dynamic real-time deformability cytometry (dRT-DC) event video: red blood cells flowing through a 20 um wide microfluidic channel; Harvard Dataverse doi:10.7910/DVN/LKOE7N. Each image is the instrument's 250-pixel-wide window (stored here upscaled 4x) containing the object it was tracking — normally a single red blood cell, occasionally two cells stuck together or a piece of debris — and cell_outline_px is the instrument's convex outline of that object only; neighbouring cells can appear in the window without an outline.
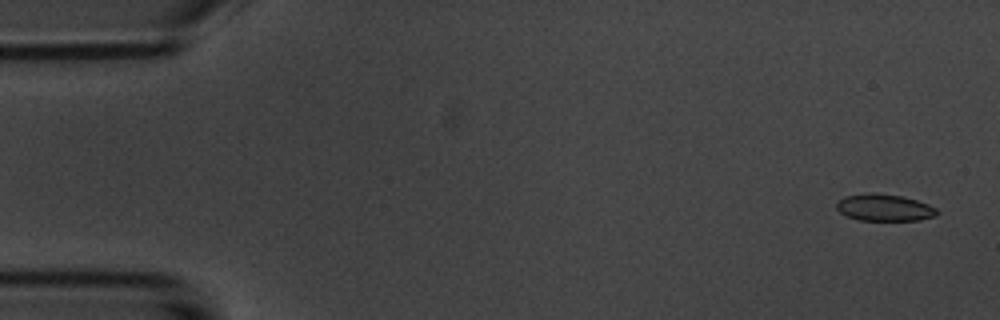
{"species": "common noctule bat (a hibernating species)", "species_latin": "Nyctalus noctula", "temperature_condition": "room temperature", "stored_images_in_passage": 7, "camera_frame_rate_fps": 3000, "um_per_image_px": 0.085, "animal": {"sex": "male", "body_mass_g": 20.1, "forearm_length_mm": 53.5}, "frame": {"image": 1, "passage_image": 1, "time_ms": 0.0, "image_size_px": [1000, 320], "cell_outline_px": [[940, 212], [936, 216], [920, 220], [860, 220], [848, 216], [840, 212], [836, 208], [836, 200], [844, 196], [872, 192], [904, 196], [928, 204], [936, 208]], "centroid_in_image_um": [75.17, 17.63], "position_along_channel_um": 9.8, "area_um2": 15.9}}
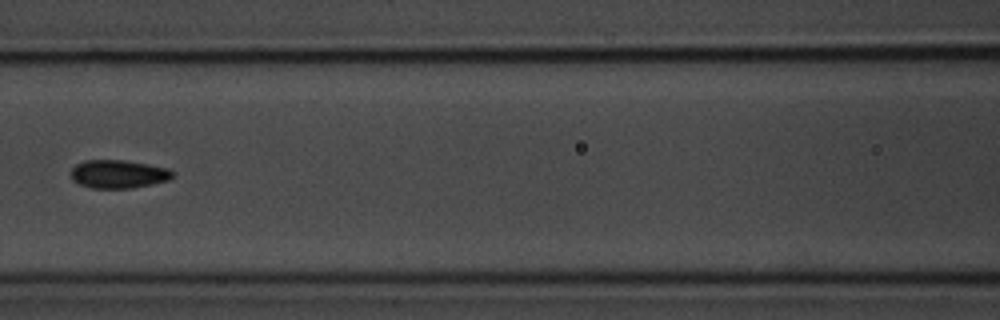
{"frame": {"image": 2, "passage_image": 7, "time_ms": 7.333, "image_size_px": [1000, 320], "cell_outline_px": [[176, 172], [168, 180], [152, 184], [132, 188], [92, 188], [80, 184], [72, 180], [72, 168], [76, 164], [84, 160], [124, 160], [148, 164], [168, 168]], "centroid_in_image_um": [10.08, 14.79], "position_along_channel_um": 156.5, "area_um2": 16.76}}